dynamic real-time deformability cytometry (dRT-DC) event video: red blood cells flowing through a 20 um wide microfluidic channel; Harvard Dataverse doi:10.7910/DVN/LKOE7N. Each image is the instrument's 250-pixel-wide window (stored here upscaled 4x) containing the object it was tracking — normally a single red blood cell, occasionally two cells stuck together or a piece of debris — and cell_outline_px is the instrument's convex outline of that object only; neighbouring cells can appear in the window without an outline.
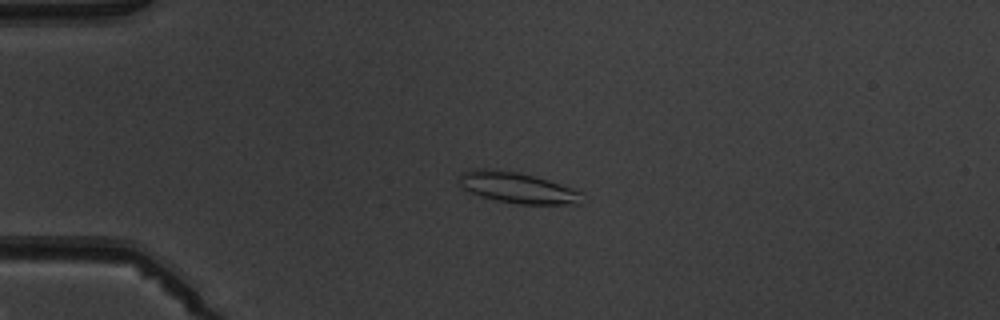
{"species": "common noctule bat (a hibernating species)", "species_latin": "Nyctalus noctula", "temperature_condition": "warm", "stored_images_in_passage": 4, "camera_frame_rate_fps": 3000, "um_per_image_px": 0.085, "animal": {"sex": "male", "body_mass_g": 19.5, "forearm_length_mm": 54.6}, "frame": {"image": 1, "passage_image": 4, "time_ms": 3.667, "image_size_px": [1000, 320], "cell_outline_px": [[584, 192], [580, 204], [520, 204], [496, 200], [480, 196], [468, 192], [460, 188], [460, 172], [476, 168], [496, 168], [536, 176], [576, 188]], "centroid_in_image_um": [43.99, 15.94], "position_along_channel_um": 41.0, "area_um2": 22.66}}